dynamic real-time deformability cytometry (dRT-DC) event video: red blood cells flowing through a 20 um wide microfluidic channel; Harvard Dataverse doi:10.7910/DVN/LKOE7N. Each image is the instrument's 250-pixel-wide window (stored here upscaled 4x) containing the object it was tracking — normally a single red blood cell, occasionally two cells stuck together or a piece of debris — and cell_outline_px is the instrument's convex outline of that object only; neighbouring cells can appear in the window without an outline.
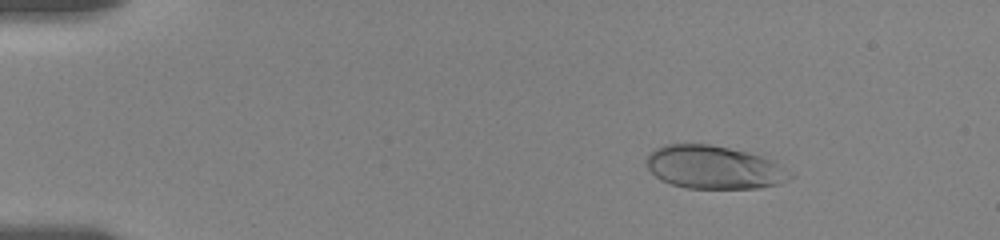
{"species": "human", "species_latin": "Homo sapiens", "temperature_condition": "room temperature", "stored_images_in_passage": 20, "camera_frame_rate_fps": 3000, "um_per_image_px": 0.085, "donor": {"sex": "female"}, "frame": {"image": 1, "passage_image": 5, "time_ms": 2.333, "image_size_px": [1000, 240], "cell_outline_px": [[796, 176], [780, 184], [760, 188], [688, 188], [672, 184], [660, 180], [648, 168], [644, 160], [656, 148], [664, 144], [712, 144], [748, 152], [772, 160], [792, 172]], "centroid_in_image_um": [60.72, 14.22], "position_along_channel_um": 24.3, "area_um2": 36.3}}
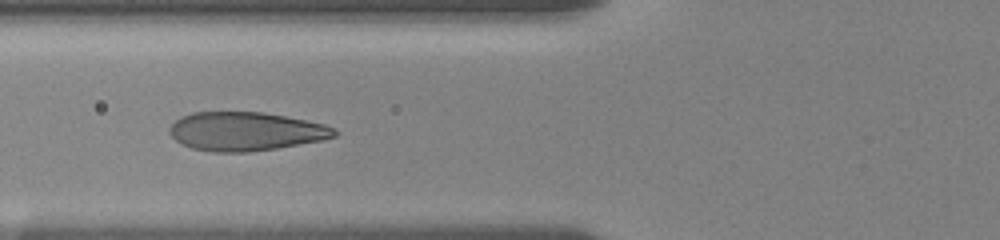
{"frame": {"image": 2, "passage_image": 16, "time_ms": 7.0, "image_size_px": [1000, 240], "cell_outline_px": [[340, 132], [336, 136], [320, 140], [276, 148], [248, 152], [212, 152], [192, 148], [176, 140], [168, 132], [168, 128], [180, 116], [192, 112], [264, 112], [324, 124]], "centroid_in_image_um": [20.84, 11.16], "position_along_channel_um": 105.0, "area_um2": 36.99}}
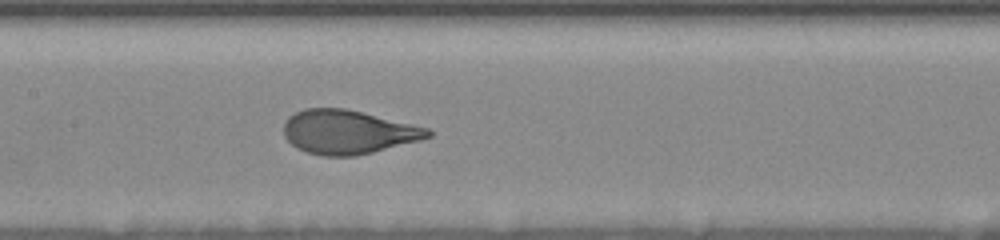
{"frame": {"image": 3, "passage_image": 20, "time_ms": 9.0, "image_size_px": [1000, 240], "cell_outline_px": [[432, 136], [420, 140], [356, 156], [324, 156], [308, 152], [296, 148], [284, 136], [284, 124], [288, 116], [304, 108], [344, 108], [412, 124], [428, 128], [432, 132]], "centroid_in_image_um": [29.56, 11.22], "position_along_channel_um": 177.8, "area_um2": 36.65}}